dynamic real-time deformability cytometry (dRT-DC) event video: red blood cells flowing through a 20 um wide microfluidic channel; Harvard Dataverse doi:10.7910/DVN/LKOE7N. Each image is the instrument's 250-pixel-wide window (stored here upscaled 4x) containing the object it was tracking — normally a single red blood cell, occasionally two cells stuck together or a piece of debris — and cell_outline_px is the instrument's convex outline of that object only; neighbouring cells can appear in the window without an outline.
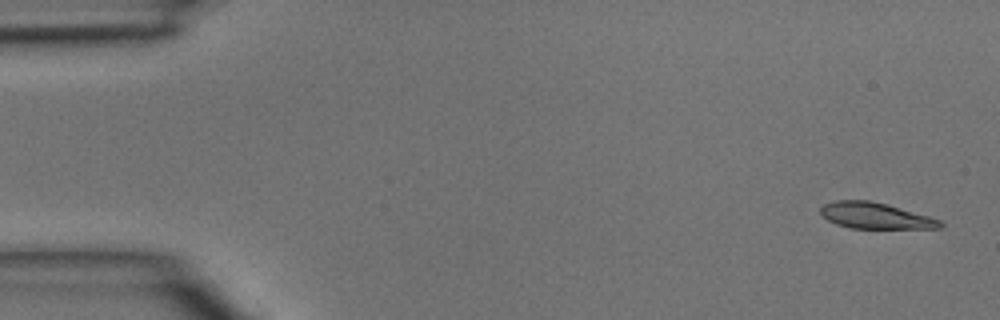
{"species": "common noctule bat (a hibernating species)", "species_latin": "Nyctalus noctula", "temperature_condition": "room temperature", "stored_images_in_passage": 5, "camera_frame_rate_fps": 3000, "um_per_image_px": 0.085, "animal": {"sex": "male", "body_mass_g": 15.6}, "frame": {"image": 1, "passage_image": 1, "time_ms": 0.0, "image_size_px": [1000, 320], "cell_outline_px": [[944, 228], [852, 228], [836, 224], [828, 220], [820, 212], [820, 208], [824, 204], [836, 200], [868, 200], [888, 204], [928, 216], [940, 220], [944, 224]], "centroid_in_image_um": [74.41, 18.33], "position_along_channel_um": 10.6, "area_um2": 18.09}}
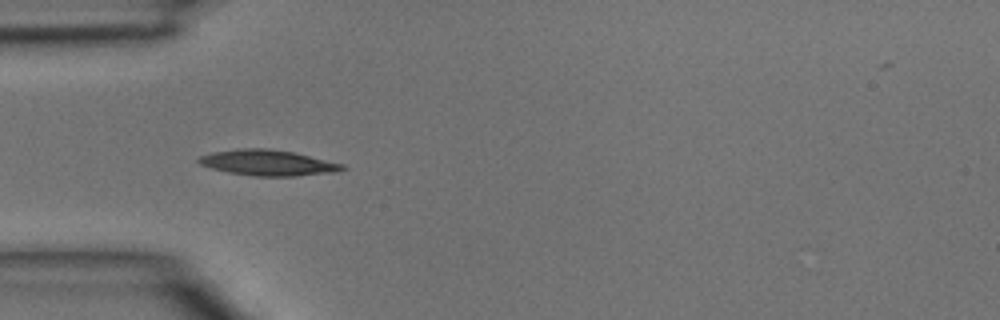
{"frame": {"image": 2, "passage_image": 4, "time_ms": 1.0, "image_size_px": [1000, 320], "cell_outline_px": [[348, 168], [336, 172], [296, 176], [252, 176], [228, 172], [212, 168], [200, 164], [196, 160], [200, 156], [212, 152], [240, 148], [268, 148], [292, 152], [344, 164]], "centroid_in_image_um": [22.77, 13.83], "position_along_channel_um": 62.2, "area_um2": 21.5}}